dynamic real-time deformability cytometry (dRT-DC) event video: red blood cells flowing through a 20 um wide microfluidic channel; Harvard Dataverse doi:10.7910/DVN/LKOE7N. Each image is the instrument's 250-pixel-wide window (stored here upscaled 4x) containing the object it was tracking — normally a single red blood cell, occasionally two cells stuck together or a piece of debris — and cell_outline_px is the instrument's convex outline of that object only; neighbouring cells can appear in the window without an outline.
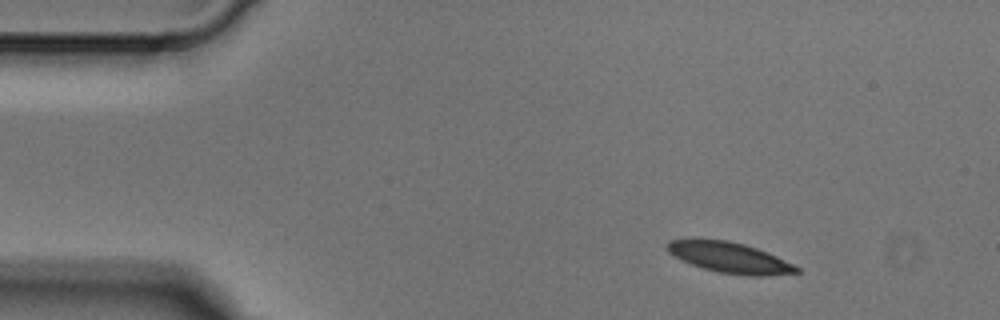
{"species": "Egyptian fruit bat (a non-hibernating species)", "species_latin": "Rousettus aegyptiacus", "temperature_condition": "cold", "stored_images_in_passage": 4, "segment_of_instrument_passage": [1, 2], "camera_frame_rate_fps": 3000, "um_per_image_px": 0.085, "animal": {"sex": "male"}, "frame": {"image": 1, "passage_image": 1, "time_ms": 0.0, "image_size_px": [1000, 320], "cell_outline_px": [[800, 272], [764, 276], [748, 276], [720, 272], [704, 268], [692, 264], [668, 252], [664, 248], [664, 244], [668, 240], [728, 240], [744, 244], [768, 252], [800, 268]], "centroid_in_image_um": [62.03, 21.89], "position_along_channel_um": 23.0, "area_um2": 22.72}}